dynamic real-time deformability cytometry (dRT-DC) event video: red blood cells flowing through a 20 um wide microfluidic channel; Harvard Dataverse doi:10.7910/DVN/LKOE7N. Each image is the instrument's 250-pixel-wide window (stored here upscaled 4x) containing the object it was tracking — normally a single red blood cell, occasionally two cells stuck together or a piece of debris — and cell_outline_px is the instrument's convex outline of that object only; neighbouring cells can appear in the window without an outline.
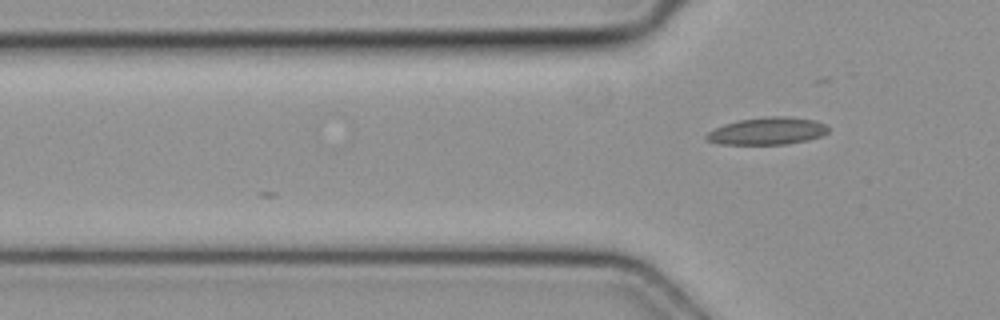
{"species": "common noctule bat (a hibernating species)", "species_latin": "Nyctalus noctula", "temperature_condition": "cold", "stored_images_in_passage": 7, "camera_frame_rate_fps": 3000, "um_per_image_px": 0.085, "animal": {"sex": "female", "body_mass_g": 19.3, "forearm_length_mm": 54.1}, "frame": {"image": 1, "passage_image": 7, "time_ms": 2.0, "image_size_px": [1000, 320], "cell_outline_px": [[828, 132], [820, 136], [808, 140], [784, 144], [720, 144], [708, 140], [704, 136], [708, 132], [724, 124], [740, 120], [764, 116], [784, 116], [816, 120], [824, 124], [828, 128]], "centroid_in_image_um": [65.23, 11.13], "position_along_channel_um": 60.6, "area_um2": 19.25}}